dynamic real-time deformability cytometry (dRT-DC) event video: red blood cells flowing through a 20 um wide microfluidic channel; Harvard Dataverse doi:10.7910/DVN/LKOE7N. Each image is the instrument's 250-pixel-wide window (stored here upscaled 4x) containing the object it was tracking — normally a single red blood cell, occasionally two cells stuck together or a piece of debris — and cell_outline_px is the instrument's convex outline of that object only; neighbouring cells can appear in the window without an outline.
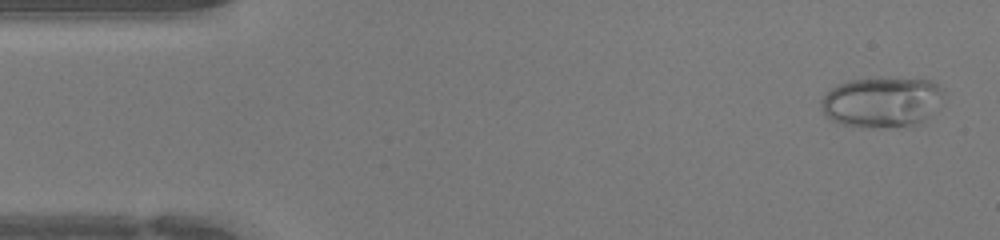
{"species": "human", "species_latin": "Homo sapiens", "temperature_condition": "warm", "stored_images_in_passage": 44, "camera_frame_rate_fps": 3000, "um_per_image_px": 0.085, "donor": {"sex": "female"}, "frame": {"image": 1, "passage_image": 2, "time_ms": 0.333, "image_size_px": [1000, 240], "cell_outline_px": [[944, 92], [928, 116], [920, 124], [912, 128], [860, 128], [840, 124], [824, 116], [820, 108], [820, 100], [836, 84], [852, 80], [880, 76], [932, 80], [944, 88]], "centroid_in_image_um": [74.93, 8.69], "position_along_channel_um": 10.1, "area_um2": 37.17}}
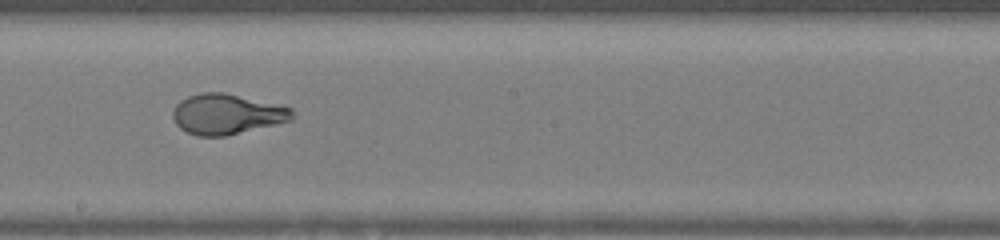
{"frame": {"image": 2, "passage_image": 24, "time_ms": 7.667, "image_size_px": [1000, 240], "cell_outline_px": [[296, 116], [292, 120], [224, 136], [196, 136], [180, 128], [176, 124], [172, 116], [172, 112], [176, 104], [180, 100], [188, 96], [200, 92], [224, 92], [292, 108]], "centroid_in_image_um": [19.26, 9.69], "position_along_channel_um": 228.9, "area_um2": 27.98}}
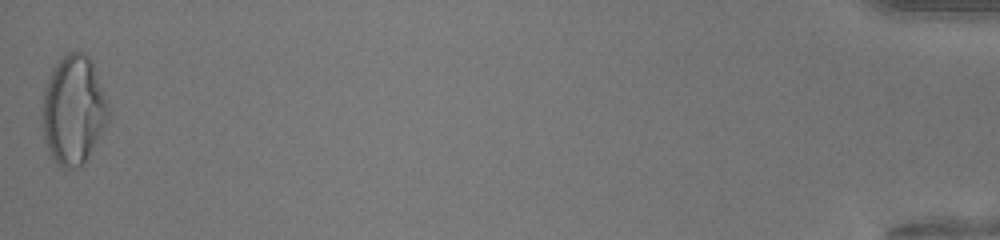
{"frame": {"image": 3, "passage_image": 44, "time_ms": 14.333, "image_size_px": [1000, 240], "cell_outline_px": [[108, 120], [104, 128], [84, 160], [76, 168], [64, 168], [56, 164], [44, 140], [40, 120], [44, 92], [52, 68], [64, 52], [84, 52], [88, 56], [92, 64], [108, 104]], "centroid_in_image_um": [6.19, 9.33], "position_along_channel_um": 429.0, "area_um2": 41.56}}